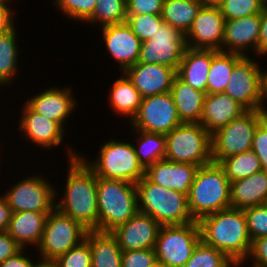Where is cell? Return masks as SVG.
<instances>
[{
  "label": "cell",
  "mask_w": 267,
  "mask_h": 267,
  "mask_svg": "<svg viewBox=\"0 0 267 267\" xmlns=\"http://www.w3.org/2000/svg\"><path fill=\"white\" fill-rule=\"evenodd\" d=\"M138 211L150 215L161 226L193 222L187 195L152 183L146 176L136 184Z\"/></svg>",
  "instance_id": "5b68a950"
},
{
  "label": "cell",
  "mask_w": 267,
  "mask_h": 267,
  "mask_svg": "<svg viewBox=\"0 0 267 267\" xmlns=\"http://www.w3.org/2000/svg\"><path fill=\"white\" fill-rule=\"evenodd\" d=\"M243 266H244L243 263H237V264L234 265V267H243Z\"/></svg>",
  "instance_id": "6f0895ef"
},
{
  "label": "cell",
  "mask_w": 267,
  "mask_h": 267,
  "mask_svg": "<svg viewBox=\"0 0 267 267\" xmlns=\"http://www.w3.org/2000/svg\"><path fill=\"white\" fill-rule=\"evenodd\" d=\"M218 164L223 168L230 182L247 178L262 171L260 159L252 150L224 158Z\"/></svg>",
  "instance_id": "836d02e7"
},
{
  "label": "cell",
  "mask_w": 267,
  "mask_h": 267,
  "mask_svg": "<svg viewBox=\"0 0 267 267\" xmlns=\"http://www.w3.org/2000/svg\"><path fill=\"white\" fill-rule=\"evenodd\" d=\"M48 214L31 211L12 213L7 232L22 248L36 249L41 242Z\"/></svg>",
  "instance_id": "d4e9b609"
},
{
  "label": "cell",
  "mask_w": 267,
  "mask_h": 267,
  "mask_svg": "<svg viewBox=\"0 0 267 267\" xmlns=\"http://www.w3.org/2000/svg\"><path fill=\"white\" fill-rule=\"evenodd\" d=\"M160 228L161 225L150 215L138 211L111 233L122 251L143 250L154 248Z\"/></svg>",
  "instance_id": "d6986e66"
},
{
  "label": "cell",
  "mask_w": 267,
  "mask_h": 267,
  "mask_svg": "<svg viewBox=\"0 0 267 267\" xmlns=\"http://www.w3.org/2000/svg\"><path fill=\"white\" fill-rule=\"evenodd\" d=\"M224 26L218 7L203 6L185 34L186 47L222 51Z\"/></svg>",
  "instance_id": "ac0fdd59"
},
{
  "label": "cell",
  "mask_w": 267,
  "mask_h": 267,
  "mask_svg": "<svg viewBox=\"0 0 267 267\" xmlns=\"http://www.w3.org/2000/svg\"><path fill=\"white\" fill-rule=\"evenodd\" d=\"M54 262L57 267H92V253L89 243L84 240L78 246L59 256Z\"/></svg>",
  "instance_id": "60d3db41"
},
{
  "label": "cell",
  "mask_w": 267,
  "mask_h": 267,
  "mask_svg": "<svg viewBox=\"0 0 267 267\" xmlns=\"http://www.w3.org/2000/svg\"><path fill=\"white\" fill-rule=\"evenodd\" d=\"M234 265L235 263L225 254L201 240L183 267H234Z\"/></svg>",
  "instance_id": "d590c367"
},
{
  "label": "cell",
  "mask_w": 267,
  "mask_h": 267,
  "mask_svg": "<svg viewBox=\"0 0 267 267\" xmlns=\"http://www.w3.org/2000/svg\"><path fill=\"white\" fill-rule=\"evenodd\" d=\"M186 49L185 35L163 23L149 40L141 44L138 62L179 68Z\"/></svg>",
  "instance_id": "5bb4252c"
},
{
  "label": "cell",
  "mask_w": 267,
  "mask_h": 267,
  "mask_svg": "<svg viewBox=\"0 0 267 267\" xmlns=\"http://www.w3.org/2000/svg\"><path fill=\"white\" fill-rule=\"evenodd\" d=\"M177 108L170 92L142 98L138 112L128 126L151 133L168 134L178 125Z\"/></svg>",
  "instance_id": "4fadbf2b"
},
{
  "label": "cell",
  "mask_w": 267,
  "mask_h": 267,
  "mask_svg": "<svg viewBox=\"0 0 267 267\" xmlns=\"http://www.w3.org/2000/svg\"><path fill=\"white\" fill-rule=\"evenodd\" d=\"M18 28L16 24L11 30L0 35V90L1 88L2 90L3 88L7 89L11 85L14 86L16 76L20 74L21 47L18 46V44L20 45L18 37L21 33L18 34Z\"/></svg>",
  "instance_id": "f1b7e54d"
},
{
  "label": "cell",
  "mask_w": 267,
  "mask_h": 267,
  "mask_svg": "<svg viewBox=\"0 0 267 267\" xmlns=\"http://www.w3.org/2000/svg\"><path fill=\"white\" fill-rule=\"evenodd\" d=\"M1 193V192H0ZM12 210L7 204L5 197L0 194V232L7 231L10 218L12 216Z\"/></svg>",
  "instance_id": "f907efd6"
},
{
  "label": "cell",
  "mask_w": 267,
  "mask_h": 267,
  "mask_svg": "<svg viewBox=\"0 0 267 267\" xmlns=\"http://www.w3.org/2000/svg\"><path fill=\"white\" fill-rule=\"evenodd\" d=\"M85 240L90 245L92 267H122V249L111 232L88 230Z\"/></svg>",
  "instance_id": "f546056e"
},
{
  "label": "cell",
  "mask_w": 267,
  "mask_h": 267,
  "mask_svg": "<svg viewBox=\"0 0 267 267\" xmlns=\"http://www.w3.org/2000/svg\"><path fill=\"white\" fill-rule=\"evenodd\" d=\"M260 3L263 8L267 7V0H260Z\"/></svg>",
  "instance_id": "9f6ffc18"
},
{
  "label": "cell",
  "mask_w": 267,
  "mask_h": 267,
  "mask_svg": "<svg viewBox=\"0 0 267 267\" xmlns=\"http://www.w3.org/2000/svg\"><path fill=\"white\" fill-rule=\"evenodd\" d=\"M88 229L54 207L47 215L40 244L35 253L44 261H54L81 244Z\"/></svg>",
  "instance_id": "ba28073f"
},
{
  "label": "cell",
  "mask_w": 267,
  "mask_h": 267,
  "mask_svg": "<svg viewBox=\"0 0 267 267\" xmlns=\"http://www.w3.org/2000/svg\"><path fill=\"white\" fill-rule=\"evenodd\" d=\"M24 177L2 192L12 212H50L55 207V184L41 172Z\"/></svg>",
  "instance_id": "8fae6325"
},
{
  "label": "cell",
  "mask_w": 267,
  "mask_h": 267,
  "mask_svg": "<svg viewBox=\"0 0 267 267\" xmlns=\"http://www.w3.org/2000/svg\"><path fill=\"white\" fill-rule=\"evenodd\" d=\"M266 116L261 110H247L240 117L219 128L211 135L212 162L252 149L259 122Z\"/></svg>",
  "instance_id": "9c48e42d"
},
{
  "label": "cell",
  "mask_w": 267,
  "mask_h": 267,
  "mask_svg": "<svg viewBox=\"0 0 267 267\" xmlns=\"http://www.w3.org/2000/svg\"><path fill=\"white\" fill-rule=\"evenodd\" d=\"M218 8L225 20L261 14L263 10L260 0H222Z\"/></svg>",
  "instance_id": "74e56055"
},
{
  "label": "cell",
  "mask_w": 267,
  "mask_h": 267,
  "mask_svg": "<svg viewBox=\"0 0 267 267\" xmlns=\"http://www.w3.org/2000/svg\"><path fill=\"white\" fill-rule=\"evenodd\" d=\"M22 105L21 116L16 120L22 141L27 140L29 144L32 142L35 148L46 151L62 147L66 130L58 122L34 112L25 102Z\"/></svg>",
  "instance_id": "9a60e30c"
},
{
  "label": "cell",
  "mask_w": 267,
  "mask_h": 267,
  "mask_svg": "<svg viewBox=\"0 0 267 267\" xmlns=\"http://www.w3.org/2000/svg\"><path fill=\"white\" fill-rule=\"evenodd\" d=\"M27 250L28 248H22L14 256L9 257L4 262H2L0 264V267H34L40 259L37 257L38 259L37 260L35 259V257H33L35 255L37 256V253L36 254L33 253L34 255L33 254L31 255L30 253H28L29 251L31 250L33 251L34 249H30L28 251Z\"/></svg>",
  "instance_id": "7dc6e473"
},
{
  "label": "cell",
  "mask_w": 267,
  "mask_h": 267,
  "mask_svg": "<svg viewBox=\"0 0 267 267\" xmlns=\"http://www.w3.org/2000/svg\"><path fill=\"white\" fill-rule=\"evenodd\" d=\"M126 23L132 32L143 42L149 40L164 23L161 15L140 14L127 15Z\"/></svg>",
  "instance_id": "f35d334b"
},
{
  "label": "cell",
  "mask_w": 267,
  "mask_h": 267,
  "mask_svg": "<svg viewBox=\"0 0 267 267\" xmlns=\"http://www.w3.org/2000/svg\"><path fill=\"white\" fill-rule=\"evenodd\" d=\"M267 200V172L260 171L247 178L230 182L231 208L244 209L265 204Z\"/></svg>",
  "instance_id": "484cf974"
},
{
  "label": "cell",
  "mask_w": 267,
  "mask_h": 267,
  "mask_svg": "<svg viewBox=\"0 0 267 267\" xmlns=\"http://www.w3.org/2000/svg\"><path fill=\"white\" fill-rule=\"evenodd\" d=\"M202 6L218 7L222 0H198Z\"/></svg>",
  "instance_id": "f5cc1de1"
},
{
  "label": "cell",
  "mask_w": 267,
  "mask_h": 267,
  "mask_svg": "<svg viewBox=\"0 0 267 267\" xmlns=\"http://www.w3.org/2000/svg\"><path fill=\"white\" fill-rule=\"evenodd\" d=\"M37 94H31L25 103L36 113L58 122L67 132L68 120L76 112L78 100L72 86H46ZM67 120V121H66ZM66 123V124H65ZM66 125V126H65ZM66 127V128H65Z\"/></svg>",
  "instance_id": "2e32d148"
},
{
  "label": "cell",
  "mask_w": 267,
  "mask_h": 267,
  "mask_svg": "<svg viewBox=\"0 0 267 267\" xmlns=\"http://www.w3.org/2000/svg\"><path fill=\"white\" fill-rule=\"evenodd\" d=\"M34 267H57L54 261L39 260Z\"/></svg>",
  "instance_id": "db71d44e"
},
{
  "label": "cell",
  "mask_w": 267,
  "mask_h": 267,
  "mask_svg": "<svg viewBox=\"0 0 267 267\" xmlns=\"http://www.w3.org/2000/svg\"><path fill=\"white\" fill-rule=\"evenodd\" d=\"M98 231L111 232L138 212L134 183L97 177Z\"/></svg>",
  "instance_id": "8992f818"
},
{
  "label": "cell",
  "mask_w": 267,
  "mask_h": 267,
  "mask_svg": "<svg viewBox=\"0 0 267 267\" xmlns=\"http://www.w3.org/2000/svg\"><path fill=\"white\" fill-rule=\"evenodd\" d=\"M156 260L154 248L122 251V267H149Z\"/></svg>",
  "instance_id": "b9f144b4"
},
{
  "label": "cell",
  "mask_w": 267,
  "mask_h": 267,
  "mask_svg": "<svg viewBox=\"0 0 267 267\" xmlns=\"http://www.w3.org/2000/svg\"><path fill=\"white\" fill-rule=\"evenodd\" d=\"M110 138L103 142L97 155L92 157L82 154L79 157L97 177L123 180L136 184L145 176V169L136 156L131 140Z\"/></svg>",
  "instance_id": "277c9868"
},
{
  "label": "cell",
  "mask_w": 267,
  "mask_h": 267,
  "mask_svg": "<svg viewBox=\"0 0 267 267\" xmlns=\"http://www.w3.org/2000/svg\"><path fill=\"white\" fill-rule=\"evenodd\" d=\"M164 0H127V15H162Z\"/></svg>",
  "instance_id": "ee69618b"
},
{
  "label": "cell",
  "mask_w": 267,
  "mask_h": 267,
  "mask_svg": "<svg viewBox=\"0 0 267 267\" xmlns=\"http://www.w3.org/2000/svg\"><path fill=\"white\" fill-rule=\"evenodd\" d=\"M120 75L110 85L106 97L110 109L116 116L126 117L128 120L124 123L129 124L138 112L142 97L128 77L123 72Z\"/></svg>",
  "instance_id": "4316f807"
},
{
  "label": "cell",
  "mask_w": 267,
  "mask_h": 267,
  "mask_svg": "<svg viewBox=\"0 0 267 267\" xmlns=\"http://www.w3.org/2000/svg\"><path fill=\"white\" fill-rule=\"evenodd\" d=\"M201 241L198 221L161 226L154 251L166 267H183Z\"/></svg>",
  "instance_id": "30bf717a"
},
{
  "label": "cell",
  "mask_w": 267,
  "mask_h": 267,
  "mask_svg": "<svg viewBox=\"0 0 267 267\" xmlns=\"http://www.w3.org/2000/svg\"><path fill=\"white\" fill-rule=\"evenodd\" d=\"M243 264L249 267H267V236L252 241L248 258Z\"/></svg>",
  "instance_id": "f6af8a7d"
},
{
  "label": "cell",
  "mask_w": 267,
  "mask_h": 267,
  "mask_svg": "<svg viewBox=\"0 0 267 267\" xmlns=\"http://www.w3.org/2000/svg\"><path fill=\"white\" fill-rule=\"evenodd\" d=\"M101 39L106 54L111 56L117 64L118 72H124L138 62L142 41L132 32L130 26L124 22L100 27Z\"/></svg>",
  "instance_id": "e0dca14e"
},
{
  "label": "cell",
  "mask_w": 267,
  "mask_h": 267,
  "mask_svg": "<svg viewBox=\"0 0 267 267\" xmlns=\"http://www.w3.org/2000/svg\"><path fill=\"white\" fill-rule=\"evenodd\" d=\"M66 146L69 165L65 184L61 185L63 193L55 187V207L86 229L98 230L97 176L79 157L78 150Z\"/></svg>",
  "instance_id": "6da1fadb"
},
{
  "label": "cell",
  "mask_w": 267,
  "mask_h": 267,
  "mask_svg": "<svg viewBox=\"0 0 267 267\" xmlns=\"http://www.w3.org/2000/svg\"><path fill=\"white\" fill-rule=\"evenodd\" d=\"M165 136L164 159L199 167L212 162L211 134L200 123H182Z\"/></svg>",
  "instance_id": "52a82bcc"
},
{
  "label": "cell",
  "mask_w": 267,
  "mask_h": 267,
  "mask_svg": "<svg viewBox=\"0 0 267 267\" xmlns=\"http://www.w3.org/2000/svg\"><path fill=\"white\" fill-rule=\"evenodd\" d=\"M243 57L238 53L218 51L213 57L208 73L207 94L224 92L234 65Z\"/></svg>",
  "instance_id": "d6a6232c"
},
{
  "label": "cell",
  "mask_w": 267,
  "mask_h": 267,
  "mask_svg": "<svg viewBox=\"0 0 267 267\" xmlns=\"http://www.w3.org/2000/svg\"><path fill=\"white\" fill-rule=\"evenodd\" d=\"M126 0H97L92 16L85 22L87 26L103 27L126 22Z\"/></svg>",
  "instance_id": "e575fe53"
},
{
  "label": "cell",
  "mask_w": 267,
  "mask_h": 267,
  "mask_svg": "<svg viewBox=\"0 0 267 267\" xmlns=\"http://www.w3.org/2000/svg\"><path fill=\"white\" fill-rule=\"evenodd\" d=\"M213 49H193L186 47L177 75L195 90L207 94L208 73L212 57L217 53Z\"/></svg>",
  "instance_id": "cb8c5ba5"
},
{
  "label": "cell",
  "mask_w": 267,
  "mask_h": 267,
  "mask_svg": "<svg viewBox=\"0 0 267 267\" xmlns=\"http://www.w3.org/2000/svg\"><path fill=\"white\" fill-rule=\"evenodd\" d=\"M251 150L260 159L262 170L267 172V116L257 126Z\"/></svg>",
  "instance_id": "7bdbcfd3"
},
{
  "label": "cell",
  "mask_w": 267,
  "mask_h": 267,
  "mask_svg": "<svg viewBox=\"0 0 267 267\" xmlns=\"http://www.w3.org/2000/svg\"><path fill=\"white\" fill-rule=\"evenodd\" d=\"M11 3L9 0H0V35L8 32L17 24L15 22L18 20L16 10L14 4Z\"/></svg>",
  "instance_id": "bcb514c9"
},
{
  "label": "cell",
  "mask_w": 267,
  "mask_h": 267,
  "mask_svg": "<svg viewBox=\"0 0 267 267\" xmlns=\"http://www.w3.org/2000/svg\"><path fill=\"white\" fill-rule=\"evenodd\" d=\"M199 166L159 160L145 170V176L154 184L189 195Z\"/></svg>",
  "instance_id": "7402d4cb"
},
{
  "label": "cell",
  "mask_w": 267,
  "mask_h": 267,
  "mask_svg": "<svg viewBox=\"0 0 267 267\" xmlns=\"http://www.w3.org/2000/svg\"><path fill=\"white\" fill-rule=\"evenodd\" d=\"M22 247L8 234L0 232V264L7 258L14 256Z\"/></svg>",
  "instance_id": "c3c4849f"
},
{
  "label": "cell",
  "mask_w": 267,
  "mask_h": 267,
  "mask_svg": "<svg viewBox=\"0 0 267 267\" xmlns=\"http://www.w3.org/2000/svg\"><path fill=\"white\" fill-rule=\"evenodd\" d=\"M262 102L263 111L267 110V69L262 67Z\"/></svg>",
  "instance_id": "816d5d0a"
},
{
  "label": "cell",
  "mask_w": 267,
  "mask_h": 267,
  "mask_svg": "<svg viewBox=\"0 0 267 267\" xmlns=\"http://www.w3.org/2000/svg\"><path fill=\"white\" fill-rule=\"evenodd\" d=\"M56 11L72 22H85L92 16L97 0H52ZM66 15V16H65ZM74 20V21H73Z\"/></svg>",
  "instance_id": "8d00e7d4"
},
{
  "label": "cell",
  "mask_w": 267,
  "mask_h": 267,
  "mask_svg": "<svg viewBox=\"0 0 267 267\" xmlns=\"http://www.w3.org/2000/svg\"><path fill=\"white\" fill-rule=\"evenodd\" d=\"M261 25L258 40V57L262 59L267 55V7L263 8L261 14Z\"/></svg>",
  "instance_id": "681fc988"
},
{
  "label": "cell",
  "mask_w": 267,
  "mask_h": 267,
  "mask_svg": "<svg viewBox=\"0 0 267 267\" xmlns=\"http://www.w3.org/2000/svg\"><path fill=\"white\" fill-rule=\"evenodd\" d=\"M170 93L182 123H200L206 93L195 90L175 76Z\"/></svg>",
  "instance_id": "83f0119b"
},
{
  "label": "cell",
  "mask_w": 267,
  "mask_h": 267,
  "mask_svg": "<svg viewBox=\"0 0 267 267\" xmlns=\"http://www.w3.org/2000/svg\"><path fill=\"white\" fill-rule=\"evenodd\" d=\"M251 240L267 236V206L265 204L243 209Z\"/></svg>",
  "instance_id": "ab89813d"
},
{
  "label": "cell",
  "mask_w": 267,
  "mask_h": 267,
  "mask_svg": "<svg viewBox=\"0 0 267 267\" xmlns=\"http://www.w3.org/2000/svg\"><path fill=\"white\" fill-rule=\"evenodd\" d=\"M243 56L233 68L224 93L246 110L263 111L262 67L257 56ZM255 58V59H254ZM258 58V61H257Z\"/></svg>",
  "instance_id": "7c38bea8"
},
{
  "label": "cell",
  "mask_w": 267,
  "mask_h": 267,
  "mask_svg": "<svg viewBox=\"0 0 267 267\" xmlns=\"http://www.w3.org/2000/svg\"><path fill=\"white\" fill-rule=\"evenodd\" d=\"M187 199L188 209L194 221L230 208V181L223 168L214 162L200 166Z\"/></svg>",
  "instance_id": "3957f363"
},
{
  "label": "cell",
  "mask_w": 267,
  "mask_h": 267,
  "mask_svg": "<svg viewBox=\"0 0 267 267\" xmlns=\"http://www.w3.org/2000/svg\"><path fill=\"white\" fill-rule=\"evenodd\" d=\"M198 0H164L162 19L184 35L202 8Z\"/></svg>",
  "instance_id": "1f68e13d"
},
{
  "label": "cell",
  "mask_w": 267,
  "mask_h": 267,
  "mask_svg": "<svg viewBox=\"0 0 267 267\" xmlns=\"http://www.w3.org/2000/svg\"><path fill=\"white\" fill-rule=\"evenodd\" d=\"M247 110L228 94H206L200 124L212 135Z\"/></svg>",
  "instance_id": "603a6c76"
},
{
  "label": "cell",
  "mask_w": 267,
  "mask_h": 267,
  "mask_svg": "<svg viewBox=\"0 0 267 267\" xmlns=\"http://www.w3.org/2000/svg\"><path fill=\"white\" fill-rule=\"evenodd\" d=\"M0 146H2V144H0ZM1 150H2V147L0 148V166H1V162L4 161L3 159H1V154H3V153L1 152ZM1 160H2V161H1Z\"/></svg>",
  "instance_id": "680465c9"
},
{
  "label": "cell",
  "mask_w": 267,
  "mask_h": 267,
  "mask_svg": "<svg viewBox=\"0 0 267 267\" xmlns=\"http://www.w3.org/2000/svg\"><path fill=\"white\" fill-rule=\"evenodd\" d=\"M128 129L133 133V137H131L132 145L140 164L145 170L155 162L165 158L167 144L164 134L136 130L130 127Z\"/></svg>",
  "instance_id": "4dcf8cb0"
},
{
  "label": "cell",
  "mask_w": 267,
  "mask_h": 267,
  "mask_svg": "<svg viewBox=\"0 0 267 267\" xmlns=\"http://www.w3.org/2000/svg\"><path fill=\"white\" fill-rule=\"evenodd\" d=\"M149 267H166V266L162 262L156 259Z\"/></svg>",
  "instance_id": "11a10c76"
},
{
  "label": "cell",
  "mask_w": 267,
  "mask_h": 267,
  "mask_svg": "<svg viewBox=\"0 0 267 267\" xmlns=\"http://www.w3.org/2000/svg\"><path fill=\"white\" fill-rule=\"evenodd\" d=\"M201 240L225 254L233 263H244L252 240L243 209L227 208L198 221Z\"/></svg>",
  "instance_id": "7a4b0ae2"
},
{
  "label": "cell",
  "mask_w": 267,
  "mask_h": 267,
  "mask_svg": "<svg viewBox=\"0 0 267 267\" xmlns=\"http://www.w3.org/2000/svg\"><path fill=\"white\" fill-rule=\"evenodd\" d=\"M260 25V14L225 20L222 52L258 57Z\"/></svg>",
  "instance_id": "ffe728a7"
},
{
  "label": "cell",
  "mask_w": 267,
  "mask_h": 267,
  "mask_svg": "<svg viewBox=\"0 0 267 267\" xmlns=\"http://www.w3.org/2000/svg\"><path fill=\"white\" fill-rule=\"evenodd\" d=\"M141 97L170 92L177 71L169 66L137 62L123 72Z\"/></svg>",
  "instance_id": "44dd1931"
}]
</instances>
